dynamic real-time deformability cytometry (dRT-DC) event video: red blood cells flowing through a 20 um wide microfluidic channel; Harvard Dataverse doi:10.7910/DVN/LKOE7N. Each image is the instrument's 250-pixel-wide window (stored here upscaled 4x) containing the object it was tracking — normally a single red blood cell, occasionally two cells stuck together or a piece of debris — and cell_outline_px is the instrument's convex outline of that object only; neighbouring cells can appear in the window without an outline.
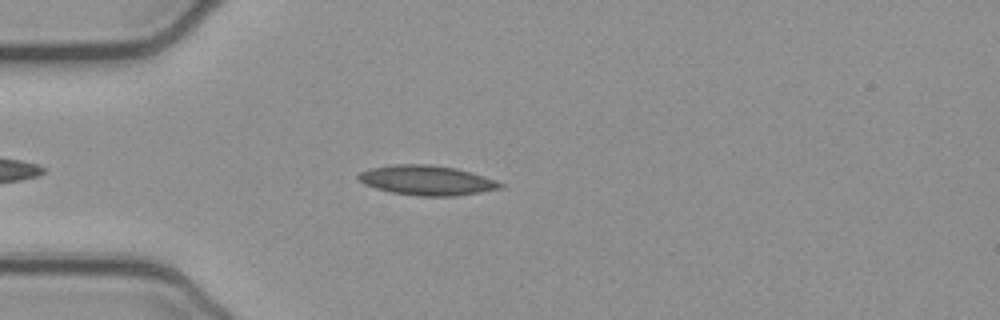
{"species": "common noctule bat (a hibernating species)", "species_latin": "Nyctalus noctula", "temperature_condition": "cold", "stored_images_in_passage": 45, "camera_frame_rate_fps": 3000, "um_per_image_px": 0.085, "animal": {"sex": "female", "body_mass_g": 21.9}, "frame": {"image": 1, "passage_image": 7, "time_ms": 2.0, "image_size_px": [1000, 320], "cell_outline_px": [[504, 188], [480, 192], [452, 196], [416, 196], [392, 192], [376, 188], [364, 184], [356, 176], [360, 172], [372, 168], [396, 164], [432, 164], [456, 168], [484, 176], [504, 184]], "centroid_in_image_um": [36.29, 15.32], "position_along_channel_um": 48.7, "area_um2": 24.51}}
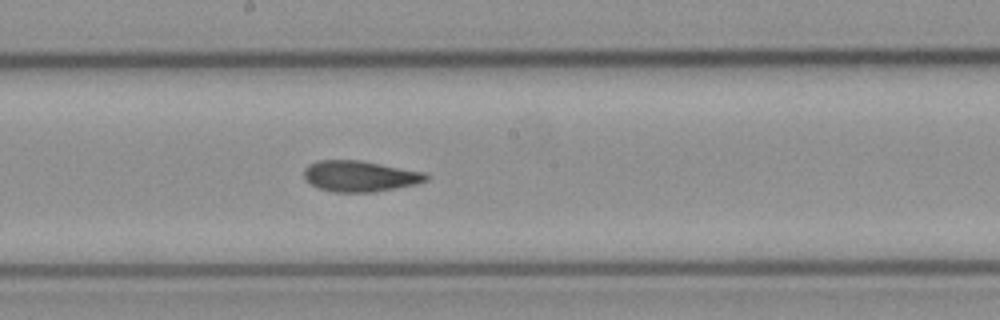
{"frame": {"image": 2, "passage_image": 21, "time_ms": 6.667, "image_size_px": [1000, 320], "cell_outline_px": [[428, 180], [416, 184], [372, 192], [332, 192], [320, 188], [304, 180], [304, 168], [308, 164], [316, 160], [360, 160], [424, 172], [428, 176]], "centroid_in_image_um": [30.55, 14.96], "position_along_channel_um": 217.6, "area_um2": 21.96}}
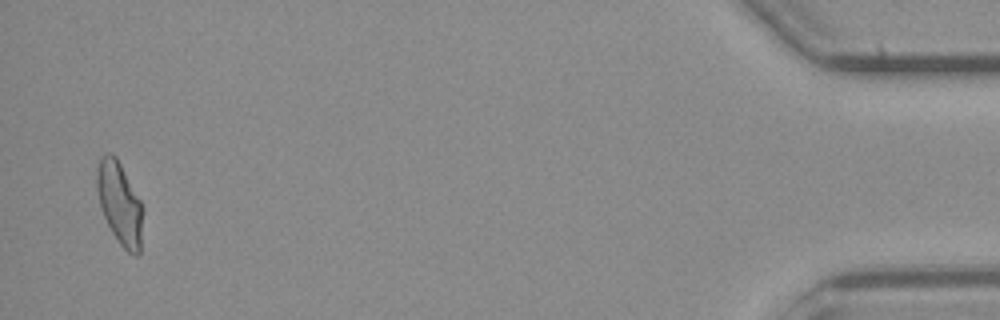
{"frame": {"image": 3, "passage_image": 44, "time_ms": 14.333, "image_size_px": [1000, 320], "cell_outline_px": [[144, 212], [140, 256], [136, 256], [128, 252], [120, 244], [112, 232], [100, 208], [96, 188], [96, 168], [100, 156], [108, 152], [112, 152], [116, 156], [140, 200], [144, 208]], "centroid_in_image_um": [10.18, 17.28], "position_along_channel_um": 425.0, "area_um2": 22.54}, "authors_computed_cell_mechanics": {"area_um2": 22.1952, "velocity_mm_per_s": 3.8874, "shape_relaxation_time_tau1_ms": null, "shape_relaxation_time_tau2_ms": 3.7765, "deformation_change_tau1": null, "deformation_change_tau2": 0.0993}}